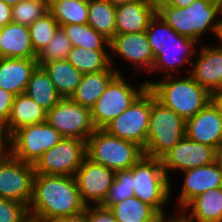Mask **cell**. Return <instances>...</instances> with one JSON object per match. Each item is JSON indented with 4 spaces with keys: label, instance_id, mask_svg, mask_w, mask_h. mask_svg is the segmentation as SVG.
<instances>
[{
    "label": "cell",
    "instance_id": "4fadbf2b",
    "mask_svg": "<svg viewBox=\"0 0 222 222\" xmlns=\"http://www.w3.org/2000/svg\"><path fill=\"white\" fill-rule=\"evenodd\" d=\"M34 165L9 156L0 158V198L29 206L33 195Z\"/></svg>",
    "mask_w": 222,
    "mask_h": 222
},
{
    "label": "cell",
    "instance_id": "f907efd6",
    "mask_svg": "<svg viewBox=\"0 0 222 222\" xmlns=\"http://www.w3.org/2000/svg\"><path fill=\"white\" fill-rule=\"evenodd\" d=\"M1 1L5 2L6 4H8L12 7V6L18 4L22 0H1Z\"/></svg>",
    "mask_w": 222,
    "mask_h": 222
},
{
    "label": "cell",
    "instance_id": "ab89813d",
    "mask_svg": "<svg viewBox=\"0 0 222 222\" xmlns=\"http://www.w3.org/2000/svg\"><path fill=\"white\" fill-rule=\"evenodd\" d=\"M15 95L0 88V120L7 123L11 114Z\"/></svg>",
    "mask_w": 222,
    "mask_h": 222
},
{
    "label": "cell",
    "instance_id": "44dd1931",
    "mask_svg": "<svg viewBox=\"0 0 222 222\" xmlns=\"http://www.w3.org/2000/svg\"><path fill=\"white\" fill-rule=\"evenodd\" d=\"M156 9L149 0H139L116 6L115 34L146 32Z\"/></svg>",
    "mask_w": 222,
    "mask_h": 222
},
{
    "label": "cell",
    "instance_id": "7402d4cb",
    "mask_svg": "<svg viewBox=\"0 0 222 222\" xmlns=\"http://www.w3.org/2000/svg\"><path fill=\"white\" fill-rule=\"evenodd\" d=\"M178 216L184 222H222V187L203 192Z\"/></svg>",
    "mask_w": 222,
    "mask_h": 222
},
{
    "label": "cell",
    "instance_id": "ac0fdd59",
    "mask_svg": "<svg viewBox=\"0 0 222 222\" xmlns=\"http://www.w3.org/2000/svg\"><path fill=\"white\" fill-rule=\"evenodd\" d=\"M190 75L210 94L222 90V48L205 42L199 45Z\"/></svg>",
    "mask_w": 222,
    "mask_h": 222
},
{
    "label": "cell",
    "instance_id": "7c38bea8",
    "mask_svg": "<svg viewBox=\"0 0 222 222\" xmlns=\"http://www.w3.org/2000/svg\"><path fill=\"white\" fill-rule=\"evenodd\" d=\"M86 157V141L64 137L43 153L34 165L35 174L74 176Z\"/></svg>",
    "mask_w": 222,
    "mask_h": 222
},
{
    "label": "cell",
    "instance_id": "74e56055",
    "mask_svg": "<svg viewBox=\"0 0 222 222\" xmlns=\"http://www.w3.org/2000/svg\"><path fill=\"white\" fill-rule=\"evenodd\" d=\"M28 207L18 201L0 198V222H29Z\"/></svg>",
    "mask_w": 222,
    "mask_h": 222
},
{
    "label": "cell",
    "instance_id": "836d02e7",
    "mask_svg": "<svg viewBox=\"0 0 222 222\" xmlns=\"http://www.w3.org/2000/svg\"><path fill=\"white\" fill-rule=\"evenodd\" d=\"M72 44L62 27H59L46 47L37 55L38 66L57 61L67 60Z\"/></svg>",
    "mask_w": 222,
    "mask_h": 222
},
{
    "label": "cell",
    "instance_id": "681fc988",
    "mask_svg": "<svg viewBox=\"0 0 222 222\" xmlns=\"http://www.w3.org/2000/svg\"><path fill=\"white\" fill-rule=\"evenodd\" d=\"M217 161L222 166V143L219 145L217 149Z\"/></svg>",
    "mask_w": 222,
    "mask_h": 222
},
{
    "label": "cell",
    "instance_id": "cb8c5ba5",
    "mask_svg": "<svg viewBox=\"0 0 222 222\" xmlns=\"http://www.w3.org/2000/svg\"><path fill=\"white\" fill-rule=\"evenodd\" d=\"M117 74L116 70L83 74L80 84L70 98L75 103L91 109Z\"/></svg>",
    "mask_w": 222,
    "mask_h": 222
},
{
    "label": "cell",
    "instance_id": "ee69618b",
    "mask_svg": "<svg viewBox=\"0 0 222 222\" xmlns=\"http://www.w3.org/2000/svg\"><path fill=\"white\" fill-rule=\"evenodd\" d=\"M211 102L222 115V90H218L211 93Z\"/></svg>",
    "mask_w": 222,
    "mask_h": 222
},
{
    "label": "cell",
    "instance_id": "603a6c76",
    "mask_svg": "<svg viewBox=\"0 0 222 222\" xmlns=\"http://www.w3.org/2000/svg\"><path fill=\"white\" fill-rule=\"evenodd\" d=\"M0 58H37L28 26L11 22L1 28Z\"/></svg>",
    "mask_w": 222,
    "mask_h": 222
},
{
    "label": "cell",
    "instance_id": "52a82bcc",
    "mask_svg": "<svg viewBox=\"0 0 222 222\" xmlns=\"http://www.w3.org/2000/svg\"><path fill=\"white\" fill-rule=\"evenodd\" d=\"M125 75L123 73L117 74L91 108V118L96 129H103L109 122L129 108L148 88L146 81L142 80L140 83L137 84L136 82V85H133L131 80L124 78Z\"/></svg>",
    "mask_w": 222,
    "mask_h": 222
},
{
    "label": "cell",
    "instance_id": "e0dca14e",
    "mask_svg": "<svg viewBox=\"0 0 222 222\" xmlns=\"http://www.w3.org/2000/svg\"><path fill=\"white\" fill-rule=\"evenodd\" d=\"M182 181L180 193L174 202L175 214L178 215L194 198L209 189L222 187V166L216 160L211 164L181 171ZM179 211V212H178Z\"/></svg>",
    "mask_w": 222,
    "mask_h": 222
},
{
    "label": "cell",
    "instance_id": "484cf974",
    "mask_svg": "<svg viewBox=\"0 0 222 222\" xmlns=\"http://www.w3.org/2000/svg\"><path fill=\"white\" fill-rule=\"evenodd\" d=\"M62 98H70L80 84L83 73L67 60L51 61L42 66Z\"/></svg>",
    "mask_w": 222,
    "mask_h": 222
},
{
    "label": "cell",
    "instance_id": "8fae6325",
    "mask_svg": "<svg viewBox=\"0 0 222 222\" xmlns=\"http://www.w3.org/2000/svg\"><path fill=\"white\" fill-rule=\"evenodd\" d=\"M46 121L66 138L87 141L96 130L91 109L75 103L71 98H62L47 111Z\"/></svg>",
    "mask_w": 222,
    "mask_h": 222
},
{
    "label": "cell",
    "instance_id": "d6986e66",
    "mask_svg": "<svg viewBox=\"0 0 222 222\" xmlns=\"http://www.w3.org/2000/svg\"><path fill=\"white\" fill-rule=\"evenodd\" d=\"M185 136L195 142L218 149L222 143V115L211 101L186 120Z\"/></svg>",
    "mask_w": 222,
    "mask_h": 222
},
{
    "label": "cell",
    "instance_id": "7dc6e473",
    "mask_svg": "<svg viewBox=\"0 0 222 222\" xmlns=\"http://www.w3.org/2000/svg\"><path fill=\"white\" fill-rule=\"evenodd\" d=\"M149 1L154 6V8L157 9L162 5L169 4L171 0H149Z\"/></svg>",
    "mask_w": 222,
    "mask_h": 222
},
{
    "label": "cell",
    "instance_id": "ba28073f",
    "mask_svg": "<svg viewBox=\"0 0 222 222\" xmlns=\"http://www.w3.org/2000/svg\"><path fill=\"white\" fill-rule=\"evenodd\" d=\"M151 91L147 88L124 112L103 129L110 135L139 145L143 150L149 130Z\"/></svg>",
    "mask_w": 222,
    "mask_h": 222
},
{
    "label": "cell",
    "instance_id": "3957f363",
    "mask_svg": "<svg viewBox=\"0 0 222 222\" xmlns=\"http://www.w3.org/2000/svg\"><path fill=\"white\" fill-rule=\"evenodd\" d=\"M183 70V75L147 79L146 83L157 101L186 121L211 101V94Z\"/></svg>",
    "mask_w": 222,
    "mask_h": 222
},
{
    "label": "cell",
    "instance_id": "b9f144b4",
    "mask_svg": "<svg viewBox=\"0 0 222 222\" xmlns=\"http://www.w3.org/2000/svg\"><path fill=\"white\" fill-rule=\"evenodd\" d=\"M12 22V7L0 0V25L6 26Z\"/></svg>",
    "mask_w": 222,
    "mask_h": 222
},
{
    "label": "cell",
    "instance_id": "277c9868",
    "mask_svg": "<svg viewBox=\"0 0 222 222\" xmlns=\"http://www.w3.org/2000/svg\"><path fill=\"white\" fill-rule=\"evenodd\" d=\"M166 175L161 159L143 155L133 165L132 185L134 197L152 206L164 219H172L166 215L167 204L170 203L174 187ZM173 188V189H172Z\"/></svg>",
    "mask_w": 222,
    "mask_h": 222
},
{
    "label": "cell",
    "instance_id": "9a60e30c",
    "mask_svg": "<svg viewBox=\"0 0 222 222\" xmlns=\"http://www.w3.org/2000/svg\"><path fill=\"white\" fill-rule=\"evenodd\" d=\"M160 159L166 175L171 180V174L176 172L179 174L181 171L215 162L217 160V150L190 140L185 136Z\"/></svg>",
    "mask_w": 222,
    "mask_h": 222
},
{
    "label": "cell",
    "instance_id": "83f0119b",
    "mask_svg": "<svg viewBox=\"0 0 222 222\" xmlns=\"http://www.w3.org/2000/svg\"><path fill=\"white\" fill-rule=\"evenodd\" d=\"M109 209L115 219L121 222H163L165 220L152 206L134 196L112 204Z\"/></svg>",
    "mask_w": 222,
    "mask_h": 222
},
{
    "label": "cell",
    "instance_id": "d4e9b609",
    "mask_svg": "<svg viewBox=\"0 0 222 222\" xmlns=\"http://www.w3.org/2000/svg\"><path fill=\"white\" fill-rule=\"evenodd\" d=\"M47 111L25 93L14 97L7 129L12 135L21 127L46 121Z\"/></svg>",
    "mask_w": 222,
    "mask_h": 222
},
{
    "label": "cell",
    "instance_id": "ffe728a7",
    "mask_svg": "<svg viewBox=\"0 0 222 222\" xmlns=\"http://www.w3.org/2000/svg\"><path fill=\"white\" fill-rule=\"evenodd\" d=\"M37 66V58H0V88L15 96L24 94Z\"/></svg>",
    "mask_w": 222,
    "mask_h": 222
},
{
    "label": "cell",
    "instance_id": "8992f818",
    "mask_svg": "<svg viewBox=\"0 0 222 222\" xmlns=\"http://www.w3.org/2000/svg\"><path fill=\"white\" fill-rule=\"evenodd\" d=\"M87 157L115 172L130 169L143 155V149L136 143L96 129L86 141Z\"/></svg>",
    "mask_w": 222,
    "mask_h": 222
},
{
    "label": "cell",
    "instance_id": "5bb4252c",
    "mask_svg": "<svg viewBox=\"0 0 222 222\" xmlns=\"http://www.w3.org/2000/svg\"><path fill=\"white\" fill-rule=\"evenodd\" d=\"M114 56L119 59L121 58L122 61L129 63V65H134L133 71L136 70L140 75L141 73L148 74L154 64V55L146 32L115 34L114 38L110 41L111 66L118 74H122V68L116 65L117 62L114 63L116 60Z\"/></svg>",
    "mask_w": 222,
    "mask_h": 222
},
{
    "label": "cell",
    "instance_id": "7a4b0ae2",
    "mask_svg": "<svg viewBox=\"0 0 222 222\" xmlns=\"http://www.w3.org/2000/svg\"><path fill=\"white\" fill-rule=\"evenodd\" d=\"M156 13L175 32L202 44L207 33L213 37L217 35L222 19V0H195L184 8L165 4L157 8Z\"/></svg>",
    "mask_w": 222,
    "mask_h": 222
},
{
    "label": "cell",
    "instance_id": "5b68a950",
    "mask_svg": "<svg viewBox=\"0 0 222 222\" xmlns=\"http://www.w3.org/2000/svg\"><path fill=\"white\" fill-rule=\"evenodd\" d=\"M186 121L163 106L151 92V113L144 155L161 158L185 137Z\"/></svg>",
    "mask_w": 222,
    "mask_h": 222
},
{
    "label": "cell",
    "instance_id": "c3c4849f",
    "mask_svg": "<svg viewBox=\"0 0 222 222\" xmlns=\"http://www.w3.org/2000/svg\"><path fill=\"white\" fill-rule=\"evenodd\" d=\"M106 1H108L110 4H112L114 6H118V5H122V4H126V3L136 2L139 0H106Z\"/></svg>",
    "mask_w": 222,
    "mask_h": 222
},
{
    "label": "cell",
    "instance_id": "f546056e",
    "mask_svg": "<svg viewBox=\"0 0 222 222\" xmlns=\"http://www.w3.org/2000/svg\"><path fill=\"white\" fill-rule=\"evenodd\" d=\"M116 6L106 0H88V23L98 33L111 41L115 36Z\"/></svg>",
    "mask_w": 222,
    "mask_h": 222
},
{
    "label": "cell",
    "instance_id": "7bdbcfd3",
    "mask_svg": "<svg viewBox=\"0 0 222 222\" xmlns=\"http://www.w3.org/2000/svg\"><path fill=\"white\" fill-rule=\"evenodd\" d=\"M47 222H87L86 208L81 213L71 216L57 217Z\"/></svg>",
    "mask_w": 222,
    "mask_h": 222
},
{
    "label": "cell",
    "instance_id": "f1b7e54d",
    "mask_svg": "<svg viewBox=\"0 0 222 222\" xmlns=\"http://www.w3.org/2000/svg\"><path fill=\"white\" fill-rule=\"evenodd\" d=\"M67 61L83 74L115 70L110 63V50L72 46Z\"/></svg>",
    "mask_w": 222,
    "mask_h": 222
},
{
    "label": "cell",
    "instance_id": "816d5d0a",
    "mask_svg": "<svg viewBox=\"0 0 222 222\" xmlns=\"http://www.w3.org/2000/svg\"><path fill=\"white\" fill-rule=\"evenodd\" d=\"M163 222H184L178 215L172 219H165Z\"/></svg>",
    "mask_w": 222,
    "mask_h": 222
},
{
    "label": "cell",
    "instance_id": "4dcf8cb0",
    "mask_svg": "<svg viewBox=\"0 0 222 222\" xmlns=\"http://www.w3.org/2000/svg\"><path fill=\"white\" fill-rule=\"evenodd\" d=\"M74 47L93 50H110V41L89 24H70L61 26Z\"/></svg>",
    "mask_w": 222,
    "mask_h": 222
},
{
    "label": "cell",
    "instance_id": "1f68e13d",
    "mask_svg": "<svg viewBox=\"0 0 222 222\" xmlns=\"http://www.w3.org/2000/svg\"><path fill=\"white\" fill-rule=\"evenodd\" d=\"M59 26L88 23V0H60L49 7Z\"/></svg>",
    "mask_w": 222,
    "mask_h": 222
},
{
    "label": "cell",
    "instance_id": "f5cc1de1",
    "mask_svg": "<svg viewBox=\"0 0 222 222\" xmlns=\"http://www.w3.org/2000/svg\"><path fill=\"white\" fill-rule=\"evenodd\" d=\"M47 2V5L50 7L53 3L60 1V0H45Z\"/></svg>",
    "mask_w": 222,
    "mask_h": 222
},
{
    "label": "cell",
    "instance_id": "d590c367",
    "mask_svg": "<svg viewBox=\"0 0 222 222\" xmlns=\"http://www.w3.org/2000/svg\"><path fill=\"white\" fill-rule=\"evenodd\" d=\"M133 166L127 170L117 171L110 191L102 203L104 207H110L114 203L121 202L128 197L134 196L132 185Z\"/></svg>",
    "mask_w": 222,
    "mask_h": 222
},
{
    "label": "cell",
    "instance_id": "60d3db41",
    "mask_svg": "<svg viewBox=\"0 0 222 222\" xmlns=\"http://www.w3.org/2000/svg\"><path fill=\"white\" fill-rule=\"evenodd\" d=\"M11 154V135L7 129V124L0 120V158Z\"/></svg>",
    "mask_w": 222,
    "mask_h": 222
},
{
    "label": "cell",
    "instance_id": "4316f807",
    "mask_svg": "<svg viewBox=\"0 0 222 222\" xmlns=\"http://www.w3.org/2000/svg\"><path fill=\"white\" fill-rule=\"evenodd\" d=\"M25 94L46 111L51 110L62 99L48 73L41 66H37L33 71Z\"/></svg>",
    "mask_w": 222,
    "mask_h": 222
},
{
    "label": "cell",
    "instance_id": "e575fe53",
    "mask_svg": "<svg viewBox=\"0 0 222 222\" xmlns=\"http://www.w3.org/2000/svg\"><path fill=\"white\" fill-rule=\"evenodd\" d=\"M49 12L45 0H22L12 6V22L29 26Z\"/></svg>",
    "mask_w": 222,
    "mask_h": 222
},
{
    "label": "cell",
    "instance_id": "9c48e42d",
    "mask_svg": "<svg viewBox=\"0 0 222 222\" xmlns=\"http://www.w3.org/2000/svg\"><path fill=\"white\" fill-rule=\"evenodd\" d=\"M63 138L47 121L24 126L11 135V155L22 162L35 165L44 152Z\"/></svg>",
    "mask_w": 222,
    "mask_h": 222
},
{
    "label": "cell",
    "instance_id": "f35d334b",
    "mask_svg": "<svg viewBox=\"0 0 222 222\" xmlns=\"http://www.w3.org/2000/svg\"><path fill=\"white\" fill-rule=\"evenodd\" d=\"M87 222H117L108 207L102 205L86 206Z\"/></svg>",
    "mask_w": 222,
    "mask_h": 222
},
{
    "label": "cell",
    "instance_id": "bcb514c9",
    "mask_svg": "<svg viewBox=\"0 0 222 222\" xmlns=\"http://www.w3.org/2000/svg\"><path fill=\"white\" fill-rule=\"evenodd\" d=\"M218 41H216V44L222 48V19L220 21V25L218 26L217 35L215 37Z\"/></svg>",
    "mask_w": 222,
    "mask_h": 222
},
{
    "label": "cell",
    "instance_id": "2e32d148",
    "mask_svg": "<svg viewBox=\"0 0 222 222\" xmlns=\"http://www.w3.org/2000/svg\"><path fill=\"white\" fill-rule=\"evenodd\" d=\"M115 174L114 170L86 157L74 174L83 203L86 206L102 205L110 191Z\"/></svg>",
    "mask_w": 222,
    "mask_h": 222
},
{
    "label": "cell",
    "instance_id": "8d00e7d4",
    "mask_svg": "<svg viewBox=\"0 0 222 222\" xmlns=\"http://www.w3.org/2000/svg\"><path fill=\"white\" fill-rule=\"evenodd\" d=\"M146 33L155 58L169 38V25L156 13L149 21Z\"/></svg>",
    "mask_w": 222,
    "mask_h": 222
},
{
    "label": "cell",
    "instance_id": "30bf717a",
    "mask_svg": "<svg viewBox=\"0 0 222 222\" xmlns=\"http://www.w3.org/2000/svg\"><path fill=\"white\" fill-rule=\"evenodd\" d=\"M198 46L199 43L196 40L178 34L169 26V38L154 58L153 67L148 75L156 76L160 73L161 78L175 76V74L183 75L182 65L185 67L186 64L190 66L188 65L185 74H190Z\"/></svg>",
    "mask_w": 222,
    "mask_h": 222
},
{
    "label": "cell",
    "instance_id": "f6af8a7d",
    "mask_svg": "<svg viewBox=\"0 0 222 222\" xmlns=\"http://www.w3.org/2000/svg\"><path fill=\"white\" fill-rule=\"evenodd\" d=\"M195 0H171L168 5L178 8H184L191 5Z\"/></svg>",
    "mask_w": 222,
    "mask_h": 222
},
{
    "label": "cell",
    "instance_id": "6da1fadb",
    "mask_svg": "<svg viewBox=\"0 0 222 222\" xmlns=\"http://www.w3.org/2000/svg\"><path fill=\"white\" fill-rule=\"evenodd\" d=\"M85 208L74 176L35 174L28 206L31 220L47 222L81 213Z\"/></svg>",
    "mask_w": 222,
    "mask_h": 222
},
{
    "label": "cell",
    "instance_id": "d6a6232c",
    "mask_svg": "<svg viewBox=\"0 0 222 222\" xmlns=\"http://www.w3.org/2000/svg\"><path fill=\"white\" fill-rule=\"evenodd\" d=\"M59 27V24L50 12H47L44 16L28 26L31 43L36 55L51 41Z\"/></svg>",
    "mask_w": 222,
    "mask_h": 222
}]
</instances>
